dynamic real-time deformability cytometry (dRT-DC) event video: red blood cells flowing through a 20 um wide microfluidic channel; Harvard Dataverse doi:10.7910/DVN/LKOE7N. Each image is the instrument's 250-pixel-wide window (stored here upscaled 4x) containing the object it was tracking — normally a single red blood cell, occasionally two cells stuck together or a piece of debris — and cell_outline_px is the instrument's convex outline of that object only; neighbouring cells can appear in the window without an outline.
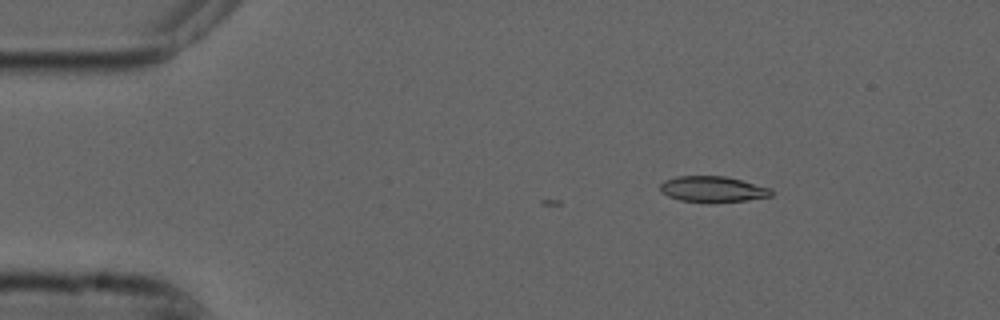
{"species": "common noctule bat (a hibernating species)", "species_latin": "Nyctalus noctula", "temperature_condition": "cold", "stored_images_in_passage": 8, "camera_frame_rate_fps": 3000, "um_per_image_px": 0.085, "animal": {"sex": "male", "forearm_length_mm": 52.5}, "frame": {"image": 1, "passage_image": 1, "time_ms": 0.0, "image_size_px": [1000, 320], "cell_outline_px": [[772, 196], [748, 200], [712, 204], [708, 204], [680, 200], [668, 196], [660, 192], [660, 184], [664, 180], [676, 176], [724, 176], [772, 188]], "centroid_in_image_um": [60.56, 16.11], "position_along_channel_um": 24.4, "area_um2": 17.17}}